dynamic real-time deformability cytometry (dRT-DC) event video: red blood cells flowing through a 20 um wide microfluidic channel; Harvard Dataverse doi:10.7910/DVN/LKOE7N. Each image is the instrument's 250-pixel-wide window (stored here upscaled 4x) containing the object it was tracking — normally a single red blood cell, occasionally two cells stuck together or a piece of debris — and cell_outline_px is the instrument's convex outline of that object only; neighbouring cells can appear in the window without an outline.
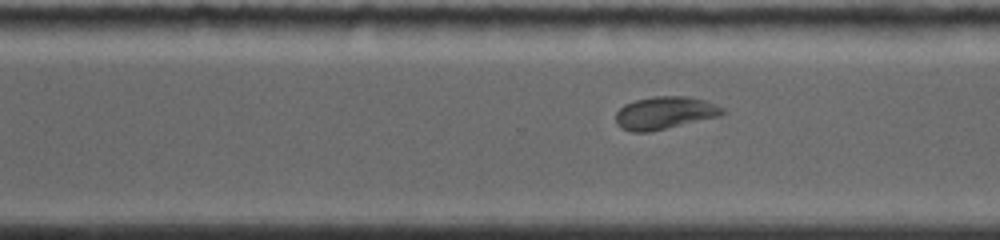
{"species": "common noctule bat (a hibernating species)", "species_latin": "Nyctalus noctula", "temperature_condition": "room temperature", "stored_images_in_passage": 23, "camera_frame_rate_fps": 4000, "um_per_image_px": 0.085, "animal": {"sex": "female", "body_mass_g": 19.0, "forearm_length_mm": 56.7}, "frame": {"image": 1, "passage_image": 17, "time_ms": 7.25, "image_size_px": [1000, 240], "cell_outline_px": [[724, 112], [720, 116], [648, 132], [632, 132], [620, 128], [616, 124], [616, 112], [624, 104], [636, 100], [656, 96], [688, 96], [704, 100], [716, 104], [724, 108]], "centroid_in_image_um": [56.48, 9.59], "position_along_channel_um": 314.1, "area_um2": 20.23}}